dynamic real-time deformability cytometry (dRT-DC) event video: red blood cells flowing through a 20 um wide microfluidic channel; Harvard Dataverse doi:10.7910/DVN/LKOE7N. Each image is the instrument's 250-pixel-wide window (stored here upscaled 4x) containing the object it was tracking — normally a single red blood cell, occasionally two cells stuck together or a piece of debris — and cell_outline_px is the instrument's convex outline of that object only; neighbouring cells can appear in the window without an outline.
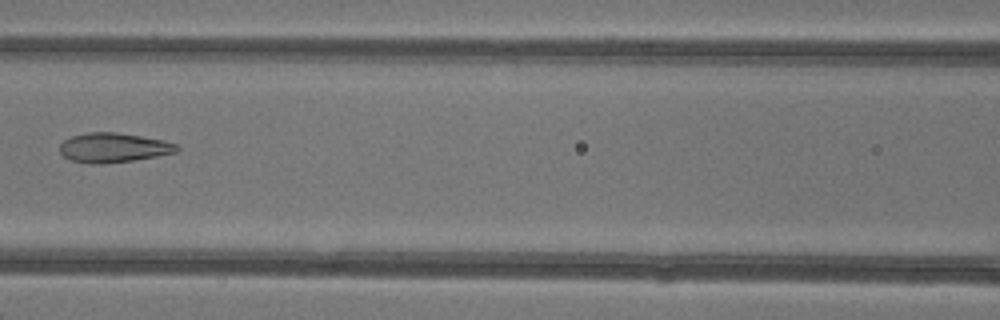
{"species": "common noctule bat (a hibernating species)", "species_latin": "Nyctalus noctula", "temperature_condition": "warm", "stored_images_in_passage": 4, "camera_frame_rate_fps": 3000, "um_per_image_px": 0.085, "animal": {"sex": "female"}, "frame": {"image": 1, "passage_image": 4, "time_ms": 3.333, "image_size_px": [1000, 320], "cell_outline_px": [[180, 148], [176, 152], [156, 156], [132, 160], [100, 164], [88, 164], [72, 160], [64, 156], [60, 152], [60, 144], [64, 140], [72, 136], [88, 132], [116, 132], [164, 140], [176, 144]], "centroid_in_image_um": [9.63, 12.55], "position_along_channel_um": 157.0, "area_um2": 20.0}}